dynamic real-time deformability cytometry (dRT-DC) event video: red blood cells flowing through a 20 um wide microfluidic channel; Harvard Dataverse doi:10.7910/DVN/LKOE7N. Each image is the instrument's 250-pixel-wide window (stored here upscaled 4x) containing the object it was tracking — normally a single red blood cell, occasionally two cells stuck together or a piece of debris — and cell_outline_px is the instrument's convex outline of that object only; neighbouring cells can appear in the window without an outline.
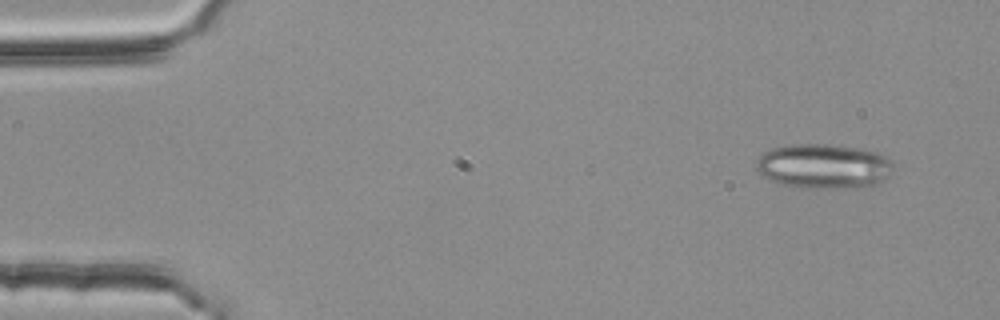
{"species": "common noctule bat (a hibernating species)", "species_latin": "Nyctalus noctula", "temperature_condition": "room temperature", "stored_images_in_passage": 54, "segment_of_instrument_passage": [1, 2], "camera_frame_rate_fps": 3000, "um_per_image_px": 0.085, "animal": {"sex": "female", "body_mass_g": 25.1}, "frame": {"image": 1, "passage_image": 4, "time_ms": 1.0, "image_size_px": [1000, 320], "cell_outline_px": [[892, 172], [884, 180], [872, 184], [824, 188], [808, 188], [784, 184], [768, 180], [760, 172], [756, 164], [756, 160], [764, 152], [772, 148], [788, 144], [828, 144], [856, 148], [872, 152], [884, 156], [892, 164]], "centroid_in_image_um": [69.94, 14.11], "position_along_channel_um": 15.1, "area_um2": 34.85}}